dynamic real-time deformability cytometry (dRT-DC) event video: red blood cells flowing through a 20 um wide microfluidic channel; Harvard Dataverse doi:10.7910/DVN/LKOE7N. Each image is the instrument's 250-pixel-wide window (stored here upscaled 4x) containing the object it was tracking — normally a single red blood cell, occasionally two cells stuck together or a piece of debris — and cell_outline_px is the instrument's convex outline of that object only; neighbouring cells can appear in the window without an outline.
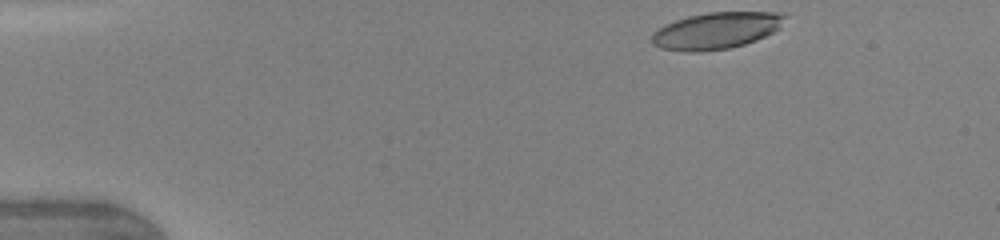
{"species": "human", "species_latin": "Homo sapiens", "temperature_condition": "warm", "stored_images_in_passage": 18, "camera_frame_rate_fps": 3000, "um_per_image_px": 0.085, "donor": {"sex": "female"}, "frame": {"image": 1, "passage_image": 1, "time_ms": 0.0, "image_size_px": [1000, 240], "cell_outline_px": [[788, 16], [780, 28], [756, 40], [744, 44], [728, 48], [700, 52], [688, 52], [660, 48], [652, 44], [652, 36], [660, 28], [676, 20], [688, 16], [708, 12], [776, 12]], "centroid_in_image_um": [60.91, 2.6], "position_along_channel_um": 24.1, "area_um2": 28.21}}
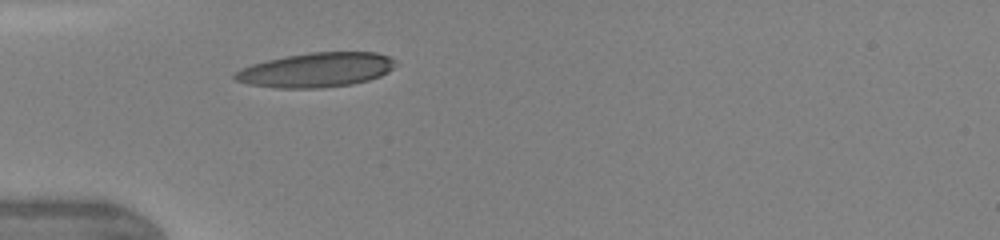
{"frame": {"image": 2, "passage_image": 17, "time_ms": 2.667, "image_size_px": [1000, 240], "cell_outline_px": [[396, 64], [388, 72], [380, 76], [368, 80], [352, 84], [320, 88], [276, 88], [248, 84], [236, 80], [232, 76], [240, 68], [252, 64], [268, 60], [288, 56], [312, 52], [376, 52], [388, 56], [396, 60]], "centroid_in_image_um": [26.89, 5.95], "position_along_channel_um": 58.1, "area_um2": 32.19}}